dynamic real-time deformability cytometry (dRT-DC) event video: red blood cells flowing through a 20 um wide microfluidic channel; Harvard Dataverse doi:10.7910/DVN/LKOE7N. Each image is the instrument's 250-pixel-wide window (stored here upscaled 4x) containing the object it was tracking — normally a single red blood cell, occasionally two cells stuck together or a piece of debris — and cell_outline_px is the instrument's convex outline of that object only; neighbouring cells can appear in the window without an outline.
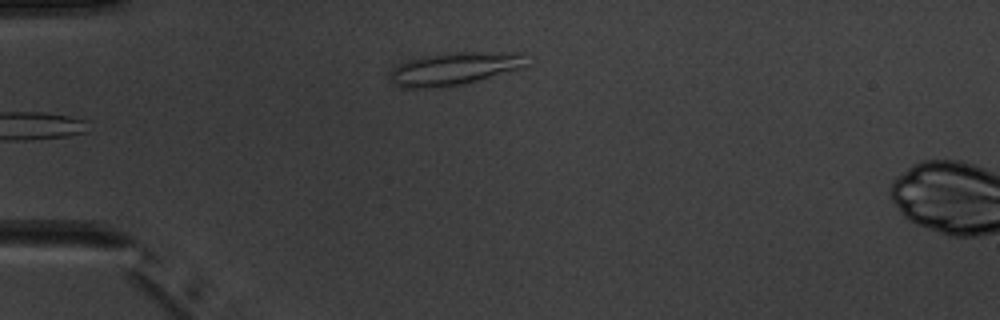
{"species": "common noctule bat (a hibernating species)", "species_latin": "Nyctalus noctula", "temperature_condition": "warm", "stored_images_in_passage": 6, "camera_frame_rate_fps": 3000, "um_per_image_px": 0.085, "animal": {"sex": "male", "body_mass_g": 20.1, "forearm_length_mm": 53.5}, "frame": {"image": 1, "passage_image": 6, "time_ms": 5.667, "image_size_px": [1000, 320], "cell_outline_px": [[532, 64], [524, 68], [480, 80], [440, 88], [404, 88], [396, 84], [392, 76], [392, 72], [400, 64], [408, 60], [424, 56], [456, 52], [528, 52]], "centroid_in_image_um": [38.85, 5.82], "position_along_channel_um": 46.1, "area_um2": 26.36}}